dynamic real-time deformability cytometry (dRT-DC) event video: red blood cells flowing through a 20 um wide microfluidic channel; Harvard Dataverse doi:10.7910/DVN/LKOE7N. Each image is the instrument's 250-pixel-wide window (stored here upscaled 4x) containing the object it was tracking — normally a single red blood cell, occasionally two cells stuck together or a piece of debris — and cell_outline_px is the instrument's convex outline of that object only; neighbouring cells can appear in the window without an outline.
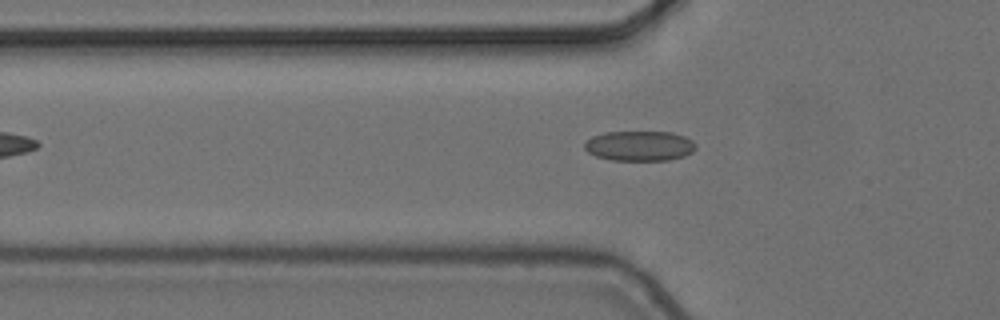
{"species": "common noctule bat (a hibernating species)", "species_latin": "Nyctalus noctula", "temperature_condition": "cold", "stored_images_in_passage": 6, "camera_frame_rate_fps": 3000, "um_per_image_px": 0.085, "animal": {"sex": "female", "body_mass_g": 24.6, "forearm_length_mm": 56.2}, "frame": {"image": 1, "passage_image": 6, "time_ms": 1.667, "image_size_px": [1000, 320], "cell_outline_px": [[696, 148], [692, 152], [684, 156], [668, 160], [612, 160], [596, 156], [588, 152], [584, 148], [584, 144], [592, 136], [604, 132], [672, 132], [684, 136], [692, 140], [696, 144]], "centroid_in_image_um": [54.37, 12.4], "position_along_channel_um": 71.4, "area_um2": 19.48}}